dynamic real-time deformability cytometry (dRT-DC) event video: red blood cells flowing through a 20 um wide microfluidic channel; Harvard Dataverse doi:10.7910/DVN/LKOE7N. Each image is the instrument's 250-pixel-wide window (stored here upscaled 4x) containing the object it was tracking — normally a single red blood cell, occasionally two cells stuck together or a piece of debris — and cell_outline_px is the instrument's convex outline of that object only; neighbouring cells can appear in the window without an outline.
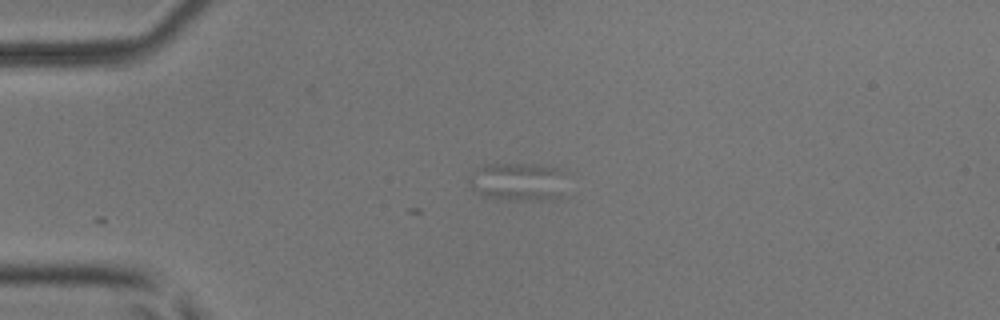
{"species": "common noctule bat (a hibernating species)", "species_latin": "Nyctalus noctula", "temperature_condition": "room temperature", "stored_images_in_passage": 8, "camera_frame_rate_fps": 3000, "um_per_image_px": 0.085, "animal": {"sex": "male", "body_mass_g": 17.9, "forearm_length_mm": 54.2}, "frame": {"image": 1, "passage_image": 1, "time_ms": 0.0, "image_size_px": [1000, 320], "cell_outline_px": [[564, 172], [560, 196], [552, 200], [500, 200], [484, 196], [472, 188], [468, 184], [468, 180], [484, 164], [520, 164], [560, 168]], "centroid_in_image_um": [44.02, 15.47], "position_along_channel_um": 41.0, "area_um2": 21.39}}